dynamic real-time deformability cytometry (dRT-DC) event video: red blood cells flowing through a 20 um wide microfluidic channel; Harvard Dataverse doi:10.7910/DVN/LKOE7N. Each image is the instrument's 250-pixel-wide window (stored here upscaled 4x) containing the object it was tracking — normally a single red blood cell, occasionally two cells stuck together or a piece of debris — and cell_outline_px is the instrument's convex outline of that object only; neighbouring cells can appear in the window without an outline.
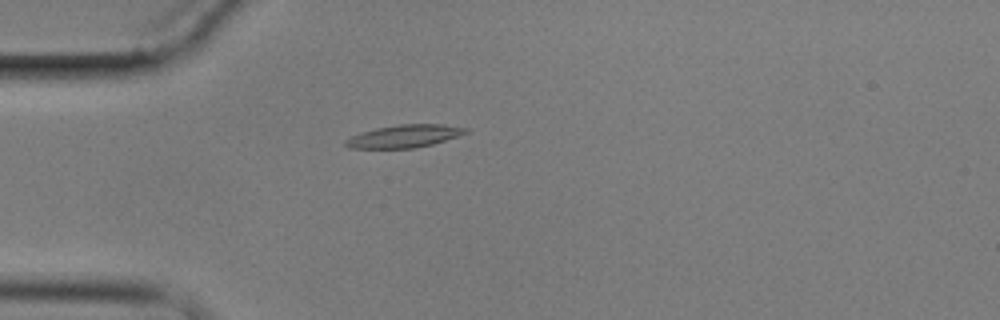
{"species": "common noctule bat (a hibernating species)", "species_latin": "Nyctalus noctula", "temperature_condition": "cold", "stored_images_in_passage": 6, "camera_frame_rate_fps": 3000, "um_per_image_px": 0.085, "animal": {"sex": "male", "body_mass_g": 17.9}, "frame": {"image": 1, "passage_image": 5, "time_ms": 4.667, "image_size_px": [1000, 320], "cell_outline_px": [[472, 132], [432, 144], [416, 148], [348, 148], [344, 144], [344, 140], [352, 136], [376, 128], [400, 124], [444, 124], [468, 128]], "centroid_in_image_um": [34.43, 11.57], "position_along_channel_um": 50.6, "area_um2": 15.95}}